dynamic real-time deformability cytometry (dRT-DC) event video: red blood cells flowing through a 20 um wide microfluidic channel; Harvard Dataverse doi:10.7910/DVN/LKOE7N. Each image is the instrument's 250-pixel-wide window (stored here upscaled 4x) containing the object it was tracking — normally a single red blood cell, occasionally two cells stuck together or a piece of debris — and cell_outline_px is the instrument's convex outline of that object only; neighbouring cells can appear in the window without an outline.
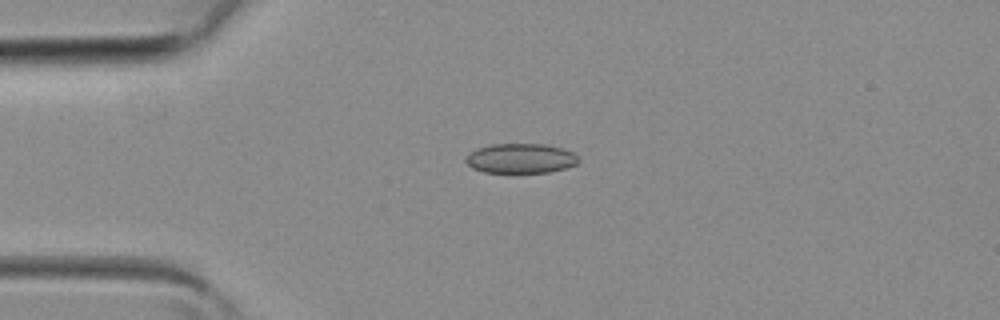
{"species": "common noctule bat (a hibernating species)", "species_latin": "Nyctalus noctula", "temperature_condition": "room temperature", "stored_images_in_passage": 3, "camera_frame_rate_fps": 3000, "um_per_image_px": 0.085, "animal": {"sex": "female", "body_mass_g": 19.3, "forearm_length_mm": 54.1}, "frame": {"image": 1, "passage_image": 2, "time_ms": 0.333, "image_size_px": [1000, 320], "cell_outline_px": [[580, 160], [576, 164], [568, 168], [548, 172], [484, 172], [472, 168], [464, 160], [476, 148], [492, 144], [544, 144], [564, 148], [580, 156]], "centroid_in_image_um": [44.31, 13.46], "position_along_channel_um": 40.7, "area_um2": 19.59}}